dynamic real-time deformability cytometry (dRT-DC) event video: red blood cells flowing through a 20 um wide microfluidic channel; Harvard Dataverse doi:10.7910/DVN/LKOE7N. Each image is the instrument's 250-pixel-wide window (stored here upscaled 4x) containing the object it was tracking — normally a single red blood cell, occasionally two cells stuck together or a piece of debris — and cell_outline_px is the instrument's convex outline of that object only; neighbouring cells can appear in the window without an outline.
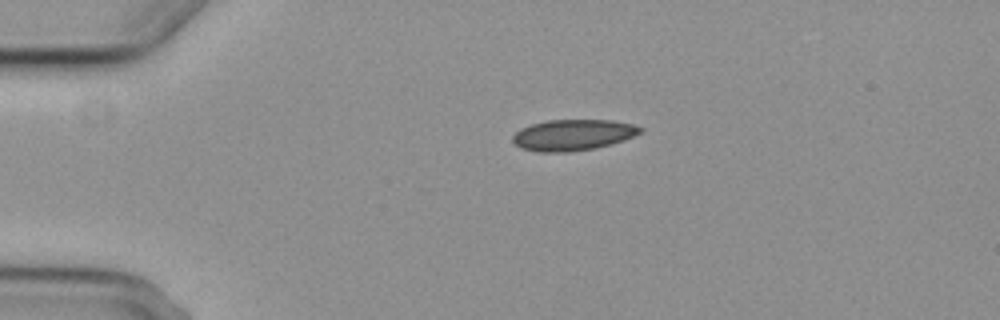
{"species": "common noctule bat (a hibernating species)", "species_latin": "Nyctalus noctula", "temperature_condition": "cold", "stored_images_in_passage": 6, "camera_frame_rate_fps": 3000, "um_per_image_px": 0.085, "animal": {"sex": "female", "body_mass_g": 29.2, "forearm_length_mm": 56.3}, "frame": {"image": 1, "passage_image": 6, "time_ms": 8.333, "image_size_px": [1000, 320], "cell_outline_px": [[644, 132], [624, 140], [612, 144], [596, 148], [568, 152], [540, 152], [520, 148], [512, 140], [512, 136], [520, 128], [544, 120], [612, 120], [632, 124], [644, 128]], "centroid_in_image_um": [48.72, 11.47], "position_along_channel_um": 36.3, "area_um2": 23.29}}